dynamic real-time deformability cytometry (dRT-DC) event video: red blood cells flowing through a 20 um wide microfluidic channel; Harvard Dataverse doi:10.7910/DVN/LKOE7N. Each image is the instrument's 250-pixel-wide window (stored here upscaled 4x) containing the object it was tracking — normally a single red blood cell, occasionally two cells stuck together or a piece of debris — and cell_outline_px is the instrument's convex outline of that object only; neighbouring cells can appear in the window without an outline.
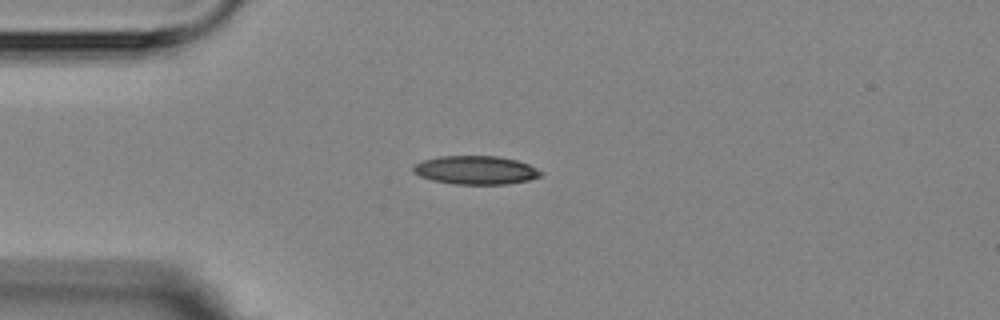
{"species": "Egyptian fruit bat (a non-hibernating species)", "species_latin": "Rousettus aegyptiacus", "temperature_condition": "room temperature", "stored_images_in_passage": 5, "camera_frame_rate_fps": 3000, "um_per_image_px": 0.085, "animal": {"sex": "female"}, "frame": {"image": 1, "passage_image": 3, "time_ms": 3.0, "image_size_px": [1000, 320], "cell_outline_px": [[540, 176], [528, 180], [508, 184], [456, 184], [432, 180], [420, 176], [412, 172], [412, 168], [416, 164], [424, 160], [440, 156], [500, 156], [516, 160], [528, 164], [536, 168], [540, 172]], "centroid_in_image_um": [40.41, 14.46], "position_along_channel_um": 44.6, "area_um2": 21.04}}
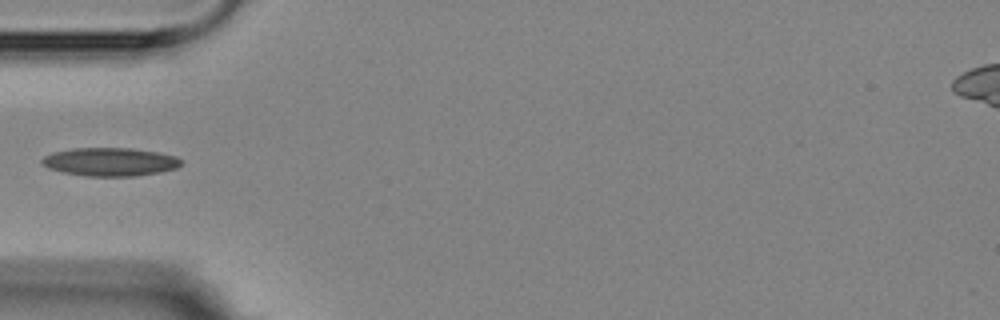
{"frame": {"image": 2, "passage_image": 4, "time_ms": 4.333, "image_size_px": [1000, 320], "cell_outline_px": [[180, 164], [176, 168], [160, 172], [136, 176], [84, 176], [64, 172], [48, 168], [40, 160], [44, 156], [52, 152], [72, 148], [132, 148], [156, 152], [176, 156], [180, 160]], "centroid_in_image_um": [9.33, 13.75], "position_along_channel_um": 75.7, "area_um2": 22.89}}
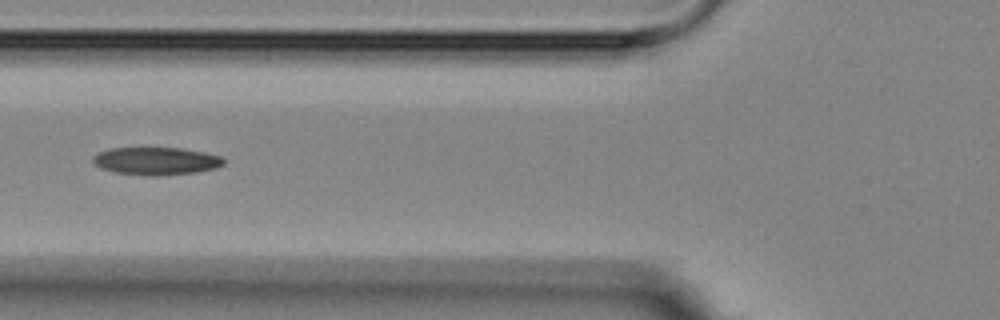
{"frame": {"image": 3, "passage_image": 5, "time_ms": 5.333, "image_size_px": [1000, 320], "cell_outline_px": [[224, 164], [216, 168], [196, 172], [156, 176], [152, 176], [116, 172], [100, 168], [92, 160], [92, 156], [108, 148], [180, 148], [204, 152], [224, 156]], "centroid_in_image_um": [13.3, 13.68], "position_along_channel_um": 112.5, "area_um2": 21.1}}